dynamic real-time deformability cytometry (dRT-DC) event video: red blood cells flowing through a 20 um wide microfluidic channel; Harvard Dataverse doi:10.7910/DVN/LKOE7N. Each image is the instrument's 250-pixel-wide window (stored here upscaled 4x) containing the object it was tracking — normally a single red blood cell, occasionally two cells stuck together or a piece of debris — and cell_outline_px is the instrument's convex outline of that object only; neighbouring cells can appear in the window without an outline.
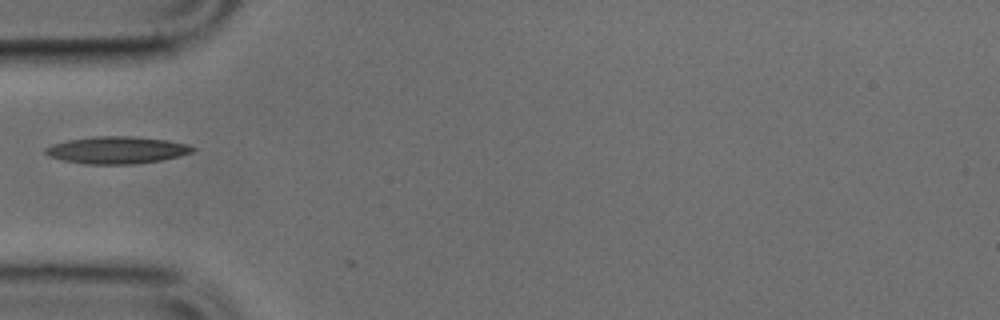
{"species": "common noctule bat (a hibernating species)", "species_latin": "Nyctalus noctula", "temperature_condition": "cold", "stored_images_in_passage": 12, "camera_frame_rate_fps": 3000, "um_per_image_px": 0.085, "animal": {"sex": "male", "body_mass_g": 17.9, "forearm_length_mm": 54.2}, "frame": {"image": 1, "passage_image": 1, "time_ms": 0.0, "image_size_px": [1000, 320], "cell_outline_px": [[196, 148], [192, 152], [180, 156], [160, 160], [136, 164], [88, 164], [64, 160], [48, 156], [44, 152], [44, 148], [52, 144], [68, 140], [92, 136], [132, 136], [164, 140], [188, 144]], "centroid_in_image_um": [9.92, 12.75], "position_along_channel_um": 75.1, "area_um2": 23.24}}
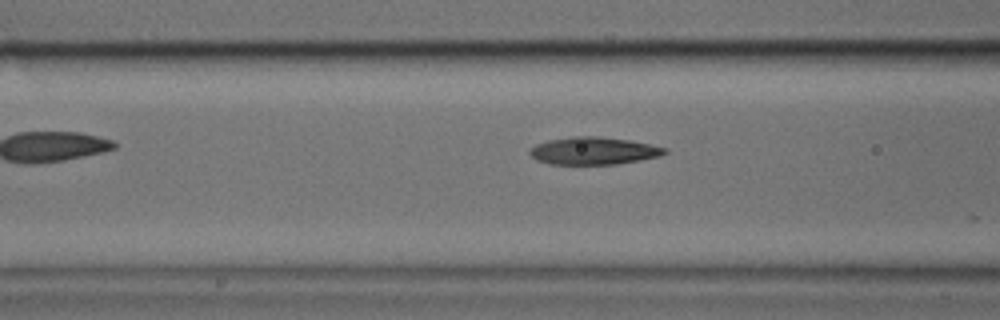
{"frame": {"image": 2, "passage_image": 4, "time_ms": 1.0, "image_size_px": [1000, 320], "cell_outline_px": [[668, 152], [660, 156], [640, 160], [616, 164], [548, 164], [536, 160], [528, 152], [536, 144], [548, 140], [572, 136], [600, 136], [632, 140], [668, 148]], "centroid_in_image_um": [50.48, 12.81], "position_along_channel_um": 116.1, "area_um2": 21.79}}